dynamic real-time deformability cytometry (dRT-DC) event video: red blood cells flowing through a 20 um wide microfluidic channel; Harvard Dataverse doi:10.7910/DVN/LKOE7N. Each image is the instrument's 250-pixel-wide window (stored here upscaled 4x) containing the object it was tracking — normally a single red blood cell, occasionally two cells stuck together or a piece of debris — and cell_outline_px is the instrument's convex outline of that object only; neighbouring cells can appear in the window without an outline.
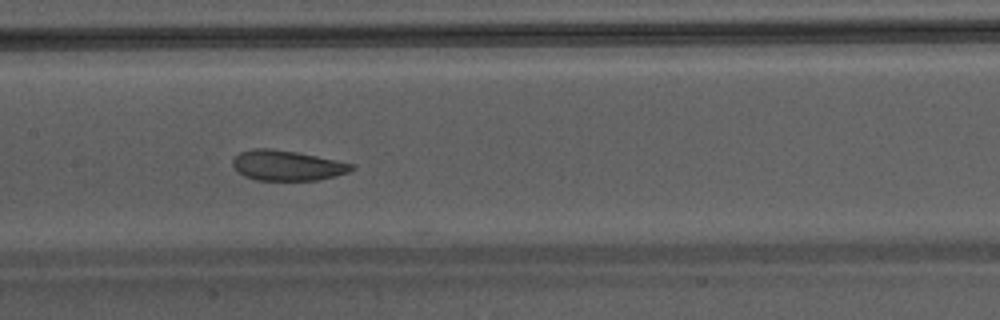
{"species": "Egyptian fruit bat (a non-hibernating species)", "species_latin": "Rousettus aegyptiacus", "temperature_condition": "warm", "stored_images_in_passage": 25, "camera_frame_rate_fps": 3000, "um_per_image_px": 0.085, "animal": {"sex": "male"}, "frame": {"image": 1, "passage_image": 10, "time_ms": 3.0, "image_size_px": [1000, 320], "cell_outline_px": [[356, 168], [348, 172], [336, 176], [320, 180], [256, 180], [244, 176], [232, 164], [232, 160], [240, 152], [252, 148], [268, 148], [296, 152], [356, 164]], "centroid_in_image_um": [24.44, 14.07], "position_along_channel_um": 183.0, "area_um2": 20.92}}